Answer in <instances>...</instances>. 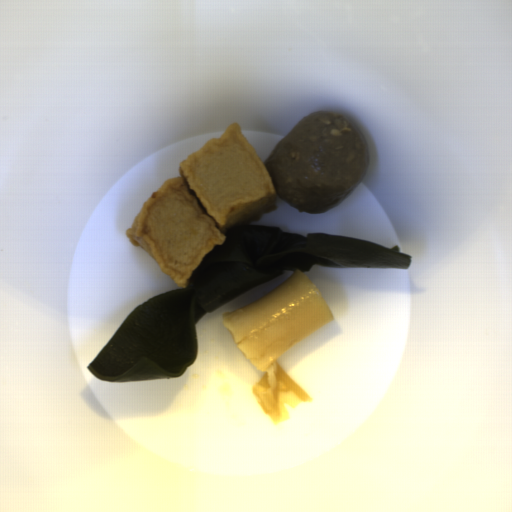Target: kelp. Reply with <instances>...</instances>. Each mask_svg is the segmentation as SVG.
<instances>
[{"label":"kelp","mask_w":512,"mask_h":512,"mask_svg":"<svg viewBox=\"0 0 512 512\" xmlns=\"http://www.w3.org/2000/svg\"><path fill=\"white\" fill-rule=\"evenodd\" d=\"M187 287L158 294L131 310L87 369L100 380L126 382L180 376L197 360L198 321L283 272L323 268L410 269L398 245L278 226L244 224L225 233Z\"/></svg>","instance_id":"99668d17"}]
</instances>
